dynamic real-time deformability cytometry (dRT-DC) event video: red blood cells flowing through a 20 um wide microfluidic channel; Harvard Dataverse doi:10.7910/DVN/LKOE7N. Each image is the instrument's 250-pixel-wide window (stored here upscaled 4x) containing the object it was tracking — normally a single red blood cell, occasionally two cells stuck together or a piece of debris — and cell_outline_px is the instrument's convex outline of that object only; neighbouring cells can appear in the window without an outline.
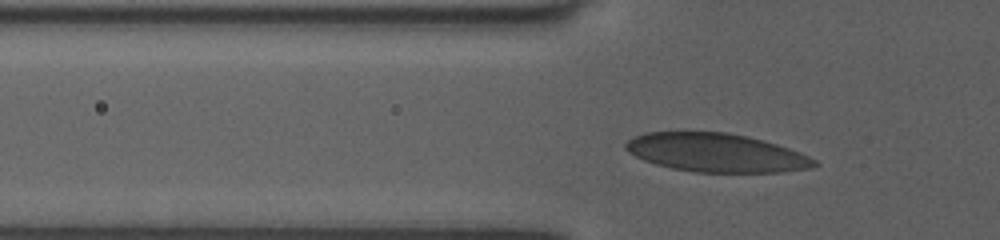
{"species": "human", "species_latin": "Homo sapiens", "temperature_condition": "room temperature", "stored_images_in_passage": 43, "camera_frame_rate_fps": 3000, "um_per_image_px": 0.085, "donor": {"sex": "female"}, "frame": {"image": 1, "passage_image": 8, "time_ms": 2.333, "image_size_px": [1000, 240], "cell_outline_px": [[820, 164], [812, 168], [784, 172], [692, 172], [672, 168], [656, 164], [644, 160], [628, 152], [624, 148], [624, 144], [628, 140], [644, 132], [728, 132], [748, 136], [764, 140], [800, 152], [816, 160]], "centroid_in_image_um": [60.89, 12.98], "position_along_channel_um": 64.9, "area_um2": 42.54}}
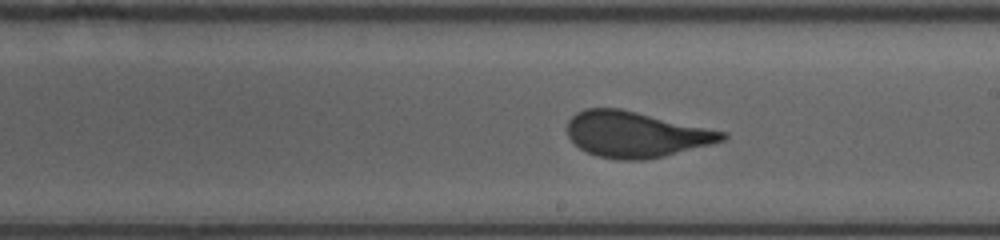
{"frame": {"image": 2, "passage_image": 21, "time_ms": 6.667, "image_size_px": [1000, 240], "cell_outline_px": [[728, 136], [724, 140], [712, 144], [664, 156], [644, 160], [616, 160], [596, 156], [580, 148], [568, 136], [568, 120], [576, 112], [584, 108], [620, 108], [728, 132]], "centroid_in_image_um": [54.06, 11.42], "position_along_channel_um": 234.9, "area_um2": 41.44}}
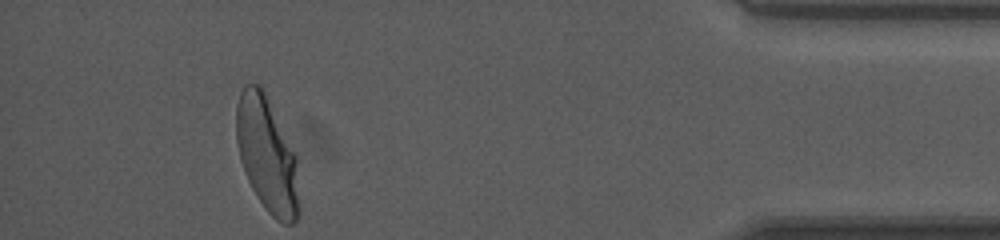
{"frame": {"image": 3, "passage_image": 38, "time_ms": 12.333, "image_size_px": [1000, 240], "cell_outline_px": [[300, 216], [292, 224], [284, 224], [276, 220], [264, 208], [256, 196], [244, 172], [240, 160], [236, 140], [236, 108], [240, 92], [244, 84], [260, 84], [296, 156], [300, 208]], "centroid_in_image_um": [22.69, 13.21], "position_along_channel_um": 412.5, "area_um2": 42.19}}